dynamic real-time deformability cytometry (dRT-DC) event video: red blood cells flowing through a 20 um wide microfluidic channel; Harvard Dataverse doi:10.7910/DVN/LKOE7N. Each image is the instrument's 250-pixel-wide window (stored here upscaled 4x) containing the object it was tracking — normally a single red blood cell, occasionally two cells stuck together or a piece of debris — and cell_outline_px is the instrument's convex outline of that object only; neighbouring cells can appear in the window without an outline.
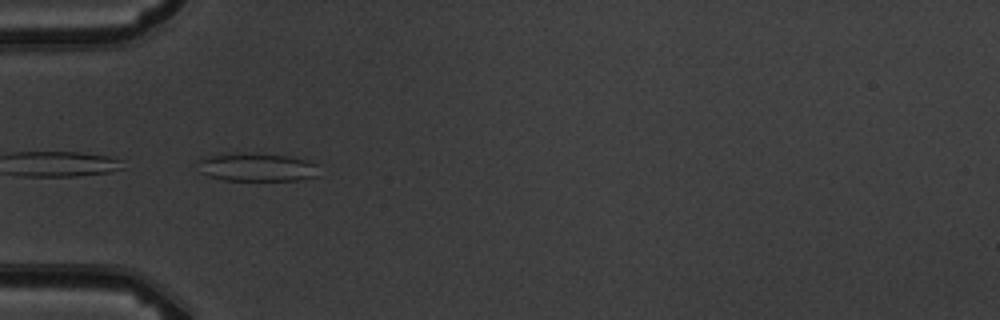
{"species": "common noctule bat (a hibernating species)", "species_latin": "Nyctalus noctula", "temperature_condition": "warm", "stored_images_in_passage": 5, "camera_frame_rate_fps": 3000, "um_per_image_px": 0.085, "animal": {"sex": "male", "body_mass_g": 19.5, "forearm_length_mm": 54.6}, "frame": {"image": 1, "passage_image": 4, "time_ms": 3.333, "image_size_px": [1000, 320], "cell_outline_px": [[320, 176], [300, 180], [224, 180], [208, 176], [200, 172], [196, 160], [204, 156], [220, 152], [252, 152], [288, 156], [308, 160], [316, 164]], "centroid_in_image_um": [21.77, 14.18], "position_along_channel_um": 63.2, "area_um2": 20.75}}